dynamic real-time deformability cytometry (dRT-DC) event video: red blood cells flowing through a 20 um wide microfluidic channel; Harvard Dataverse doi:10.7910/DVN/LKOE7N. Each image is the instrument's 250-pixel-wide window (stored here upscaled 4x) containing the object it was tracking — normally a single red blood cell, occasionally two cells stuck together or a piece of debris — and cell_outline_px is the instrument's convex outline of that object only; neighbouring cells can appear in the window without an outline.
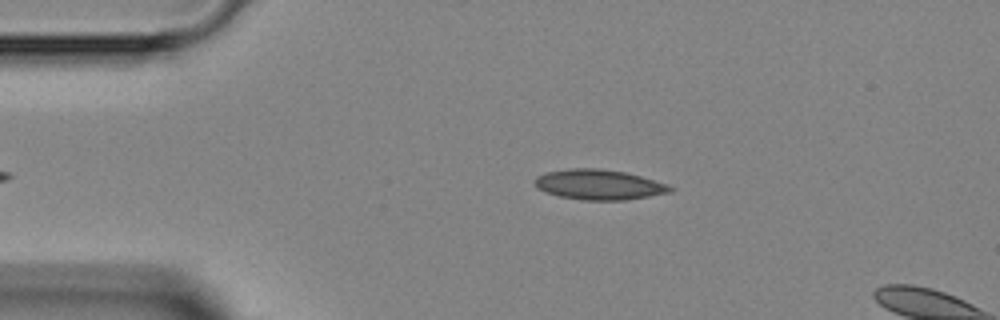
{"species": "Egyptian fruit bat (a non-hibernating species)", "species_latin": "Rousettus aegyptiacus", "temperature_condition": "room temperature", "stored_images_in_passage": 5, "camera_frame_rate_fps": 3000, "um_per_image_px": 0.085, "animal": {"sex": "female"}, "frame": {"image": 1, "passage_image": 5, "time_ms": 4.667, "image_size_px": [1000, 320], "cell_outline_px": [[676, 188], [672, 192], [624, 200], [584, 200], [560, 196], [536, 188], [532, 180], [536, 176], [544, 172], [568, 168], [600, 168], [624, 172], [640, 176], [668, 184]], "centroid_in_image_um": [50.89, 15.68], "position_along_channel_um": 34.1, "area_um2": 23.93}}